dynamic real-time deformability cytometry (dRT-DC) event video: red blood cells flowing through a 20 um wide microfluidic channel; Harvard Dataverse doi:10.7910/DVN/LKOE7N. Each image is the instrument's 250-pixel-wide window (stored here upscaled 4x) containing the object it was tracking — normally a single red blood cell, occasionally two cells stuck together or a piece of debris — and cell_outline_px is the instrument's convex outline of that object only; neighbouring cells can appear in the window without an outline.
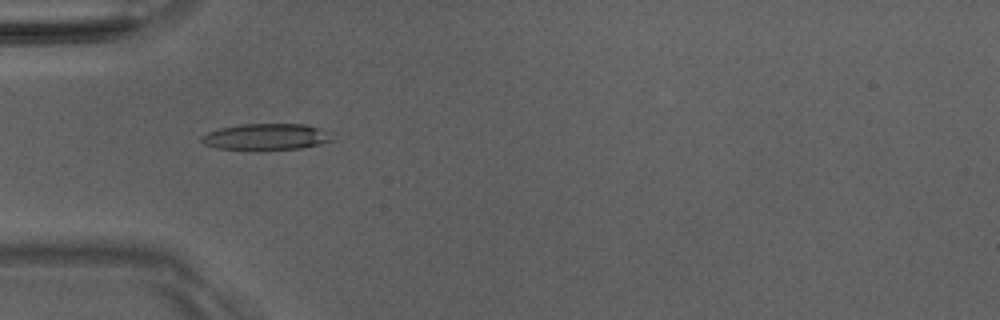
{"species": "Egyptian fruit bat (a non-hibernating species)", "species_latin": "Rousettus aegyptiacus", "temperature_condition": "room temperature", "stored_images_in_passage": 40, "camera_frame_rate_fps": 3000, "um_per_image_px": 0.085, "animal": {"sex": "male"}, "frame": {"image": 1, "passage_image": 12, "time_ms": 3.667, "image_size_px": [1000, 320], "cell_outline_px": [[336, 140], [320, 144], [300, 148], [216, 148], [204, 144], [200, 140], [200, 136], [208, 132], [220, 128], [240, 124], [304, 124], [328, 132]], "centroid_in_image_um": [22.62, 11.6], "position_along_channel_um": 62.4, "area_um2": 19.48}}
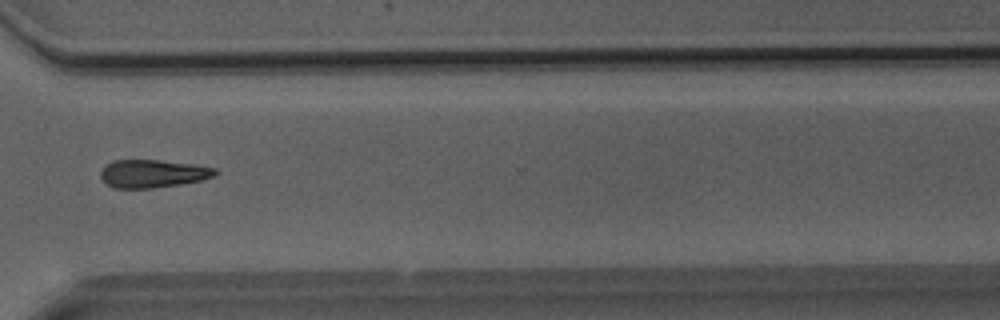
{"frame": {"image": 2, "passage_image": 34, "time_ms": 11.0, "image_size_px": [1000, 320], "cell_outline_px": [[220, 172], [216, 176], [204, 180], [180, 184], [152, 188], [116, 188], [108, 184], [100, 176], [100, 172], [112, 160], [160, 160], [192, 164], [216, 168]], "centroid_in_image_um": [13.06, 14.75], "position_along_channel_um": 357.5, "area_um2": 18.67}}
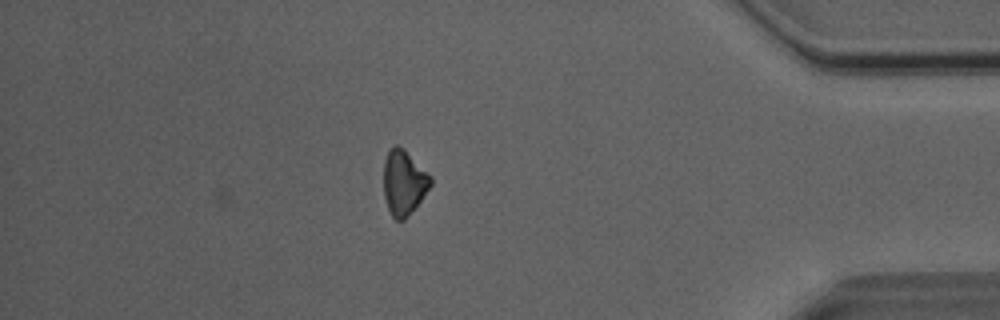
{"frame": {"image": 3, "passage_image": 40, "time_ms": 13.0, "image_size_px": [1000, 320], "cell_outline_px": [[432, 184], [416, 208], [404, 220], [396, 220], [392, 216], [388, 208], [384, 196], [384, 160], [392, 144], [396, 144], [404, 148], [432, 176]], "centroid_in_image_um": [34.34, 15.5], "position_along_channel_um": 400.9, "area_um2": 18.03}}